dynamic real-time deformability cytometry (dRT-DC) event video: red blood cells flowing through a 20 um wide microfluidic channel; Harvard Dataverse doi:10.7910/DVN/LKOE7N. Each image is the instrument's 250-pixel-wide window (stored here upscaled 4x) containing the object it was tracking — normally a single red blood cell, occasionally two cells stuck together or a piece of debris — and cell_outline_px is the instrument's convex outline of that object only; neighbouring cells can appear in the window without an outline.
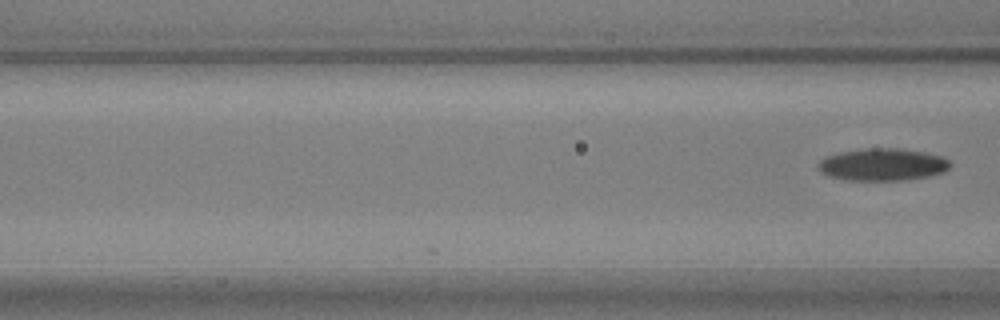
{"species": "common noctule bat (a hibernating species)", "species_latin": "Nyctalus noctula", "temperature_condition": "warm", "stored_images_in_passage": 4, "camera_frame_rate_fps": 3000, "um_per_image_px": 0.085, "animal": {"sex": "male", "body_mass_g": 17.9, "forearm_length_mm": 54.2}, "frame": {"image": 1, "passage_image": 4, "time_ms": 1.0, "image_size_px": [1000, 320], "cell_outline_px": [[952, 164], [944, 172], [932, 176], [904, 180], [844, 180], [828, 176], [820, 172], [816, 168], [816, 164], [820, 160], [828, 156], [840, 152], [872, 148], [896, 148], [924, 152], [940, 156], [948, 160]], "centroid_in_image_um": [75.0, 14.0], "position_along_channel_um": 91.6, "area_um2": 24.91}}